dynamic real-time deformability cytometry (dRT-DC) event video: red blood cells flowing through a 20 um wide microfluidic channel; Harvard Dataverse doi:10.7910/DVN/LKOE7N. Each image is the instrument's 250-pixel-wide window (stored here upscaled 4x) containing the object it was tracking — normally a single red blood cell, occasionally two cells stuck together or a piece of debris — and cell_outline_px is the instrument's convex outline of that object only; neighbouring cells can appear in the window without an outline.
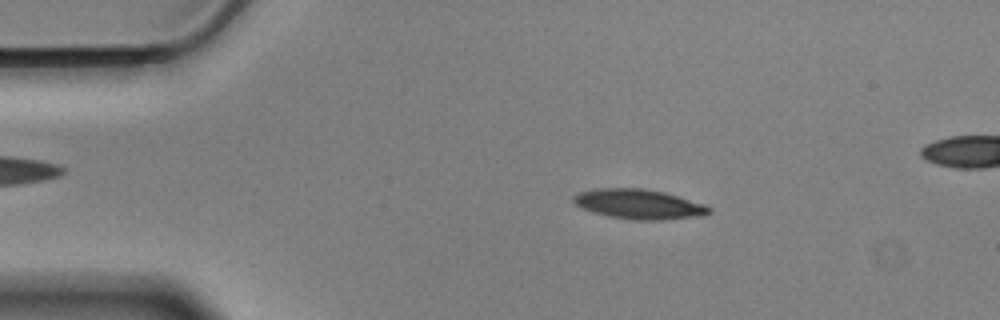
{"species": "Egyptian fruit bat (a non-hibernating species)", "species_latin": "Rousettus aegyptiacus", "temperature_condition": "cold", "stored_images_in_passage": 54, "camera_frame_rate_fps": 3000, "um_per_image_px": 0.085, "animal": {"sex": "male"}, "frame": {"image": 1, "passage_image": 9, "time_ms": 2.667, "image_size_px": [1000, 320], "cell_outline_px": [[712, 212], [692, 216], [660, 220], [636, 220], [608, 216], [592, 212], [576, 204], [572, 200], [572, 196], [580, 192], [596, 188], [640, 188], [664, 192], [704, 204], [712, 208]], "centroid_in_image_um": [54.26, 17.34], "position_along_channel_um": 30.7, "area_um2": 23.18}}
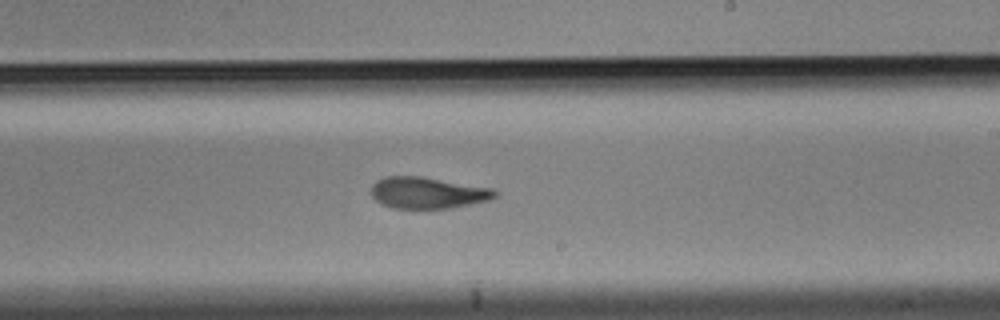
{"frame": {"image": 2, "passage_image": 32, "time_ms": 10.333, "image_size_px": [1000, 320], "cell_outline_px": [[496, 196], [488, 200], [448, 208], [392, 208], [376, 200], [372, 196], [372, 184], [376, 180], [384, 176], [420, 176], [492, 188], [496, 192]], "centroid_in_image_um": [36.31, 16.37], "position_along_channel_um": 252.7, "area_um2": 22.37}}
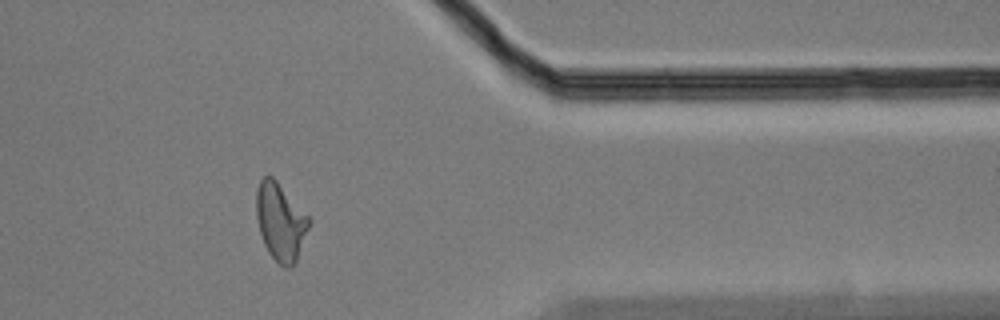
{"frame": {"image": 3, "passage_image": 45, "time_ms": 14.667, "image_size_px": [1000, 320], "cell_outline_px": [[312, 220], [296, 260], [292, 268], [284, 268], [268, 252], [264, 244], [260, 232], [256, 216], [256, 192], [260, 180], [264, 176], [272, 176], [276, 180]], "centroid_in_image_um": [23.84, 18.85], "position_along_channel_um": 387.6, "area_um2": 23.58}, "authors_computed_cell_mechanics": {"area_um2": 23.2934, "velocity_mm_per_s": 3.5074, "shape_relaxation_time_tau1_ms": 4.7808, "shape_relaxation_time_tau2_ms": 3.492, "deformation_change_tau1": 0.1925, "deformation_change_tau2": 0.1284}}